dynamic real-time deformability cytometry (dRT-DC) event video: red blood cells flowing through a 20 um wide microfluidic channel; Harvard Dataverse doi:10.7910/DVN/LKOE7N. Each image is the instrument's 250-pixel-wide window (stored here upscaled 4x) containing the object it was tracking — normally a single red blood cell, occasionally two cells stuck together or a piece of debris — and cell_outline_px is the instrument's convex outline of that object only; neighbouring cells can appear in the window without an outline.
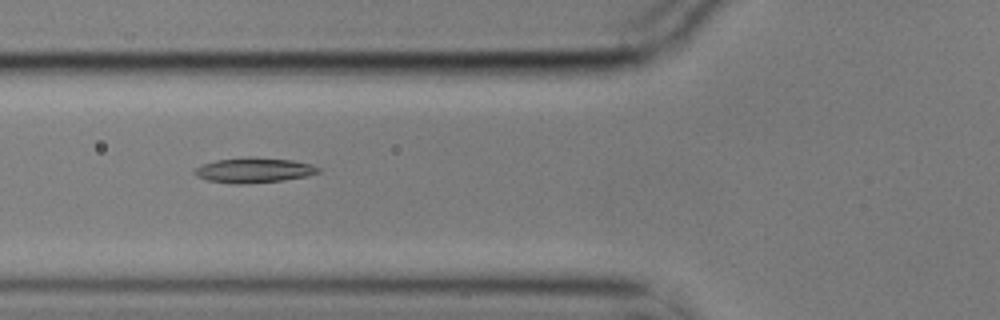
{"species": "common noctule bat (a hibernating species)", "species_latin": "Nyctalus noctula", "temperature_condition": "cold", "stored_images_in_passage": 57, "camera_frame_rate_fps": 3000, "um_per_image_px": 0.085, "animal": {"sex": "male", "body_mass_g": 17.9}, "frame": {"image": 1, "passage_image": 21, "time_ms": 6.667, "image_size_px": [1000, 320], "cell_outline_px": [[320, 172], [304, 176], [280, 180], [240, 184], [236, 184], [208, 180], [196, 176], [192, 172], [200, 164], [216, 160], [248, 156], [292, 160], [312, 164], [320, 168]], "centroid_in_image_um": [21.53, 14.45], "position_along_channel_um": 104.3, "area_um2": 17.98}}
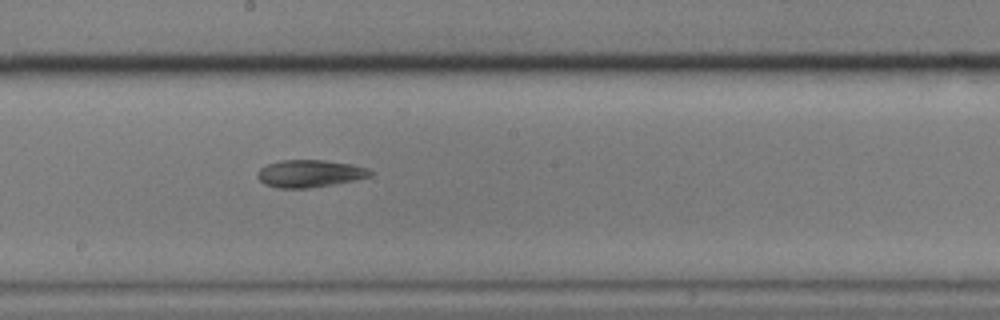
{"frame": {"image": 2, "passage_image": 31, "time_ms": 10.0, "image_size_px": [1000, 320], "cell_outline_px": [[372, 176], [332, 184], [308, 188], [276, 188], [264, 184], [256, 176], [256, 172], [260, 168], [268, 164], [280, 160], [324, 160], [352, 164], [368, 168], [372, 172]], "centroid_in_image_um": [26.29, 14.74], "position_along_channel_um": 221.9, "area_um2": 17.98}}
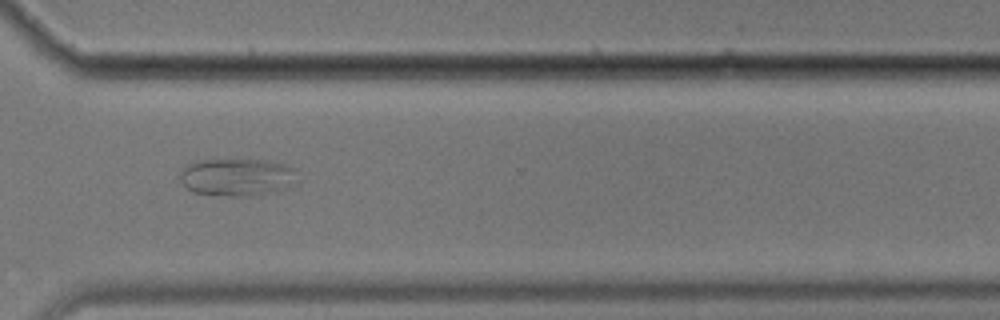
{"frame": {"image": 3, "passage_image": 42, "time_ms": 13.667, "image_size_px": [1000, 320], "cell_outline_px": [[296, 168], [292, 184], [288, 188], [248, 196], [216, 196], [192, 192], [180, 180], [180, 172], [184, 164], [196, 160], [236, 156], [264, 160], [288, 164]], "centroid_in_image_um": [20.08, 14.99], "position_along_channel_um": 350.5, "area_um2": 26.82}}